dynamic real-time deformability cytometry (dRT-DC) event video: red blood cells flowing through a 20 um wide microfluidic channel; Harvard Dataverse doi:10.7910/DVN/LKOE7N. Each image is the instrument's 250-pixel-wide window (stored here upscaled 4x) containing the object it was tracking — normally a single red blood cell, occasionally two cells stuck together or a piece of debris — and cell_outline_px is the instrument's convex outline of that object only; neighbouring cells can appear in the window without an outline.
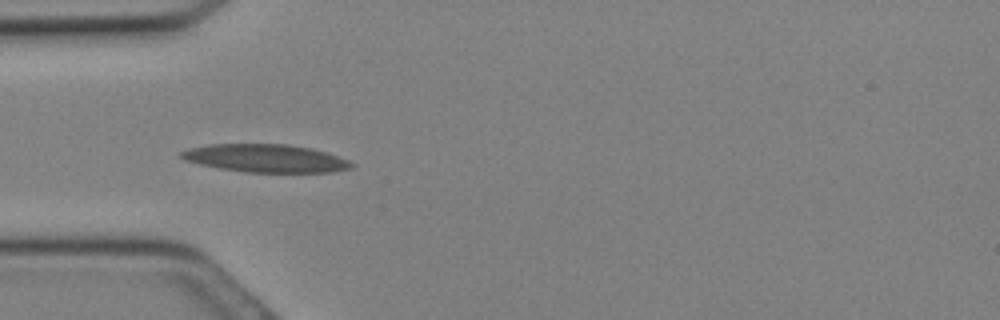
{"species": "Egyptian fruit bat (a non-hibernating species)", "species_latin": "Rousettus aegyptiacus", "temperature_condition": "cold", "stored_images_in_passage": 21, "camera_frame_rate_fps": 3000, "um_per_image_px": 0.085, "animal": {"sex": "female"}, "frame": {"image": 1, "passage_image": 8, "time_ms": 2.333, "image_size_px": [1000, 320], "cell_outline_px": [[356, 164], [352, 168], [332, 172], [244, 172], [220, 168], [200, 164], [184, 160], [176, 152], [188, 148], [208, 144], [288, 144], [312, 148], [348, 160]], "centroid_in_image_um": [22.54, 13.45], "position_along_channel_um": 62.5, "area_um2": 27.86}}
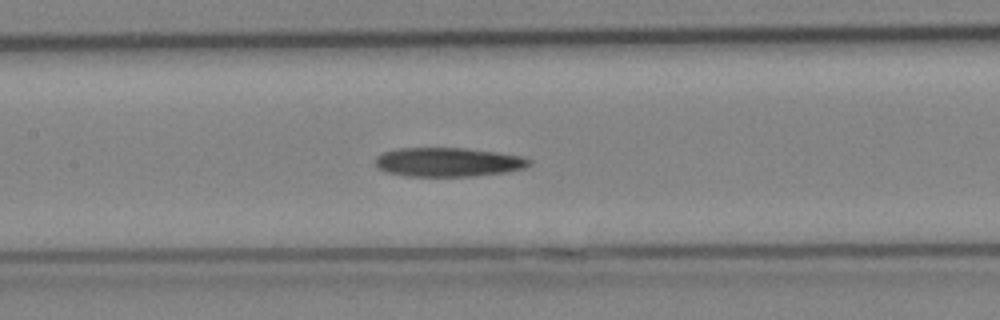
{"frame": {"image": 2, "passage_image": 13, "time_ms": 4.0, "image_size_px": [1000, 320], "cell_outline_px": [[532, 164], [528, 168], [504, 172], [476, 176], [404, 176], [384, 172], [376, 168], [376, 156], [384, 152], [396, 148], [464, 148], [496, 152], [524, 156], [532, 160]], "centroid_in_image_um": [38.11, 13.78], "position_along_channel_um": 169.3, "area_um2": 26.41}}
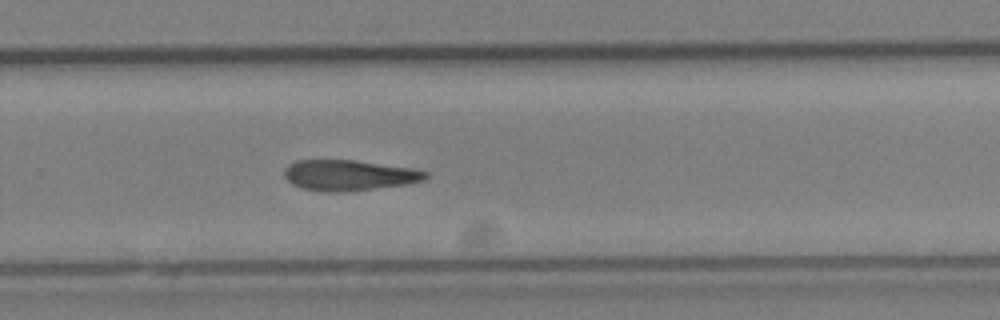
{"frame": {"image": 3, "passage_image": 19, "time_ms": 6.0, "image_size_px": [1000, 320], "cell_outline_px": [[428, 176], [424, 180], [404, 184], [344, 192], [328, 192], [304, 188], [292, 184], [284, 176], [284, 168], [288, 164], [296, 160], [352, 160], [412, 168], [428, 172]], "centroid_in_image_um": [29.63, 14.89], "position_along_channel_um": 300.2, "area_um2": 24.97}}